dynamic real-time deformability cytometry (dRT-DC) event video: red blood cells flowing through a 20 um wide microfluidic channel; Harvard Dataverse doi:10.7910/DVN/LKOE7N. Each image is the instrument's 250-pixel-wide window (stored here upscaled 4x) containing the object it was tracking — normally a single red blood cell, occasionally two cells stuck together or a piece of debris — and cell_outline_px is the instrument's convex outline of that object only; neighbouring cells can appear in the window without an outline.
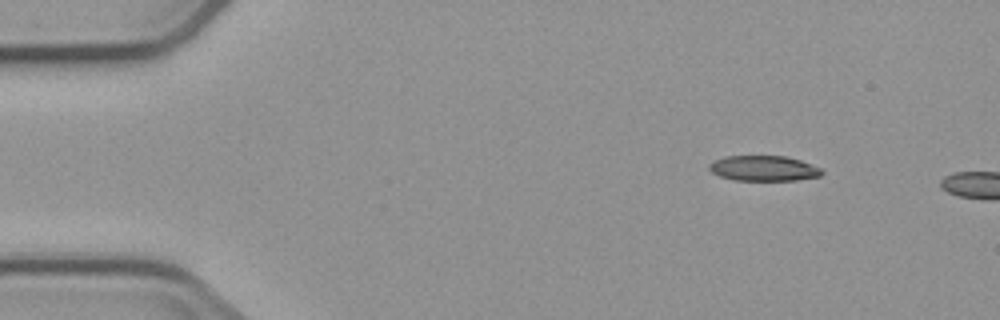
{"species": "common noctule bat (a hibernating species)", "species_latin": "Nyctalus noctula", "temperature_condition": "cold", "stored_images_in_passage": 2, "camera_frame_rate_fps": 3000, "um_per_image_px": 0.085, "animal": {"sex": "male", "body_mass_g": 23.1, "forearm_length_mm": 52.7}, "frame": {"image": 1, "passage_image": 1, "time_ms": 0.0, "image_size_px": [1000, 320], "cell_outline_px": [[824, 172], [820, 176], [796, 180], [732, 180], [720, 176], [712, 172], [708, 168], [708, 164], [712, 160], [724, 156], [784, 156], [800, 160], [820, 168]], "centroid_in_image_um": [64.86, 14.3], "position_along_channel_um": 20.1, "area_um2": 16.65}}